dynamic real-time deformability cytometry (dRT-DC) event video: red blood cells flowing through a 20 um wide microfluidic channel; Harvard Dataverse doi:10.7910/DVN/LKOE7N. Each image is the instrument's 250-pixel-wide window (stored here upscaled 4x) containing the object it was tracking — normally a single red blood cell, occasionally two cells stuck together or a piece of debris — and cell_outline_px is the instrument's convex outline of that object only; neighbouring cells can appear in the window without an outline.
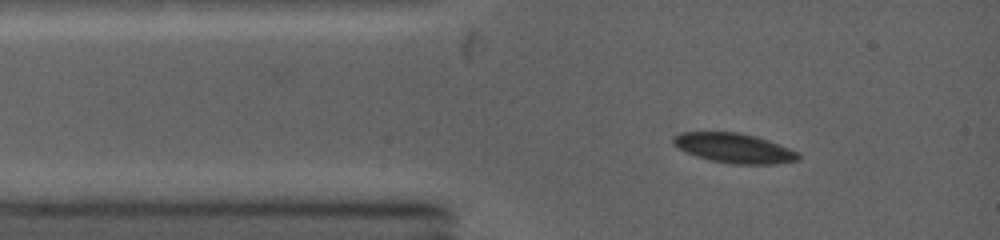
{"species": "common noctule bat (a hibernating species)", "species_latin": "Nyctalus noctula", "temperature_condition": "warm", "stored_images_in_passage": 12, "camera_frame_rate_fps": 5000, "um_per_image_px": 0.085, "animal": {"sex": "female", "body_mass_g": 19.0, "forearm_length_mm": 53.3}, "frame": {"image": 1, "passage_image": 1, "time_ms": 0.0, "image_size_px": [1000, 240], "cell_outline_px": [[800, 160], [776, 164], [732, 164], [712, 160], [696, 156], [684, 152], [672, 144], [672, 136], [680, 132], [740, 132], [756, 136], [768, 140], [788, 148], [796, 152], [800, 156]], "centroid_in_image_um": [62.35, 12.58], "position_along_channel_um": 22.6, "area_um2": 21.73}}
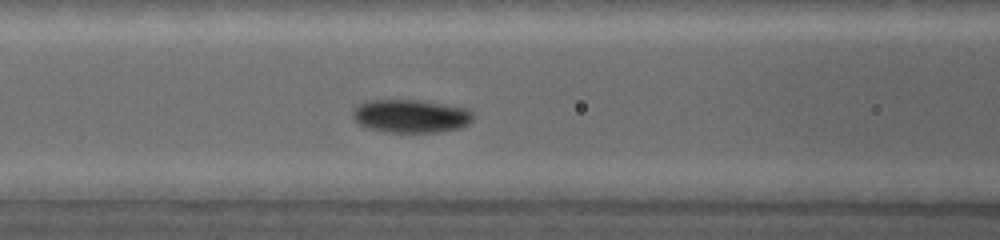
{"frame": {"image": 2, "passage_image": 6, "time_ms": 3.0, "image_size_px": [1000, 240], "cell_outline_px": [[476, 116], [468, 124], [460, 128], [440, 132], [384, 132], [368, 128], [352, 120], [352, 112], [360, 104], [368, 100], [416, 100], [464, 108], [472, 112]], "centroid_in_image_um": [34.9, 9.88], "position_along_channel_um": 131.7, "area_um2": 23.24}}
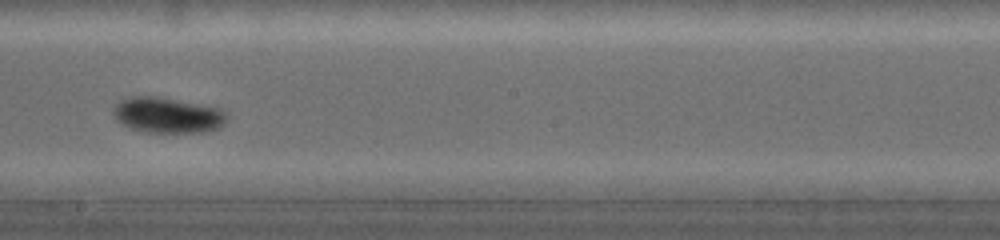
{"frame": {"image": 3, "passage_image": 10, "time_ms": 5.4, "image_size_px": [1000, 240], "cell_outline_px": [[228, 120], [220, 128], [204, 132], [140, 132], [120, 124], [116, 120], [112, 112], [112, 108], [120, 100], [132, 96], [156, 96], [220, 108], [228, 112]], "centroid_in_image_um": [14.24, 9.8], "position_along_channel_um": 234.0, "area_um2": 23.93}}